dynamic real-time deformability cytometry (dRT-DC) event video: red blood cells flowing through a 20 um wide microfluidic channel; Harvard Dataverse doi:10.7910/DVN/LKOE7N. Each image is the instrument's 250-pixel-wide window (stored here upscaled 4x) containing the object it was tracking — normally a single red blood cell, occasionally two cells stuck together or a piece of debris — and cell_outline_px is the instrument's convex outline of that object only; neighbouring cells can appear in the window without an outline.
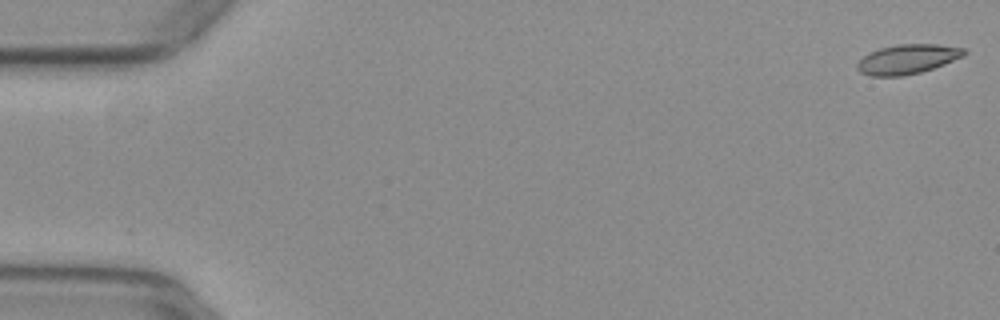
{"species": "common noctule bat (a hibernating species)", "species_latin": "Nyctalus noctula", "temperature_condition": "warm", "stored_images_in_passage": 11, "camera_frame_rate_fps": 3000, "um_per_image_px": 0.085, "animal": {"sex": "female", "body_mass_g": 29.2, "forearm_length_mm": 56.3}, "frame": {"image": 1, "passage_image": 1, "time_ms": 0.0, "image_size_px": [1000, 320], "cell_outline_px": [[968, 52], [964, 56], [944, 64], [920, 72], [904, 76], [872, 76], [860, 72], [856, 68], [856, 64], [864, 56], [880, 48], [896, 44], [936, 44], [964, 48]], "centroid_in_image_um": [77.15, 5.03], "position_along_channel_um": 7.9, "area_um2": 18.32}}